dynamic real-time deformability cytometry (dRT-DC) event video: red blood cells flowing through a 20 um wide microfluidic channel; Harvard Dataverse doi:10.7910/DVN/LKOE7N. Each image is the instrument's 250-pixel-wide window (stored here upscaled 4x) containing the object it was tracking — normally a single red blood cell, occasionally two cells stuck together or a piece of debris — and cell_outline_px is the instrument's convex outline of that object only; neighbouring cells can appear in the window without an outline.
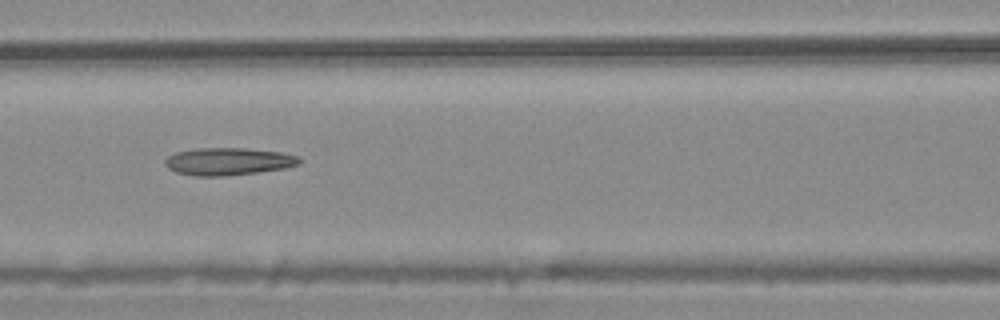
{"species": "common noctule bat (a hibernating species)", "species_latin": "Nyctalus noctula", "temperature_condition": "warm", "stored_images_in_passage": 9, "camera_frame_rate_fps": 3000, "um_per_image_px": 0.085, "animal": {"sex": "male", "body_mass_g": 20.4}, "frame": {"image": 1, "passage_image": 6, "time_ms": 1.667, "image_size_px": [1000, 320], "cell_outline_px": [[300, 164], [284, 168], [260, 172], [224, 176], [196, 176], [176, 172], [168, 168], [164, 164], [164, 160], [168, 156], [176, 152], [200, 148], [244, 148], [280, 152], [296, 156], [300, 160]], "centroid_in_image_um": [19.37, 13.73], "position_along_channel_um": 147.2, "area_um2": 21.39}}
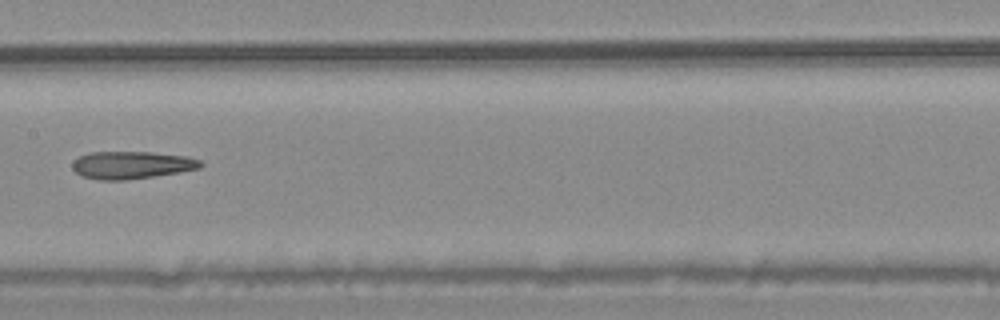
{"frame": {"image": 2, "passage_image": 7, "time_ms": 2.0, "image_size_px": [1000, 320], "cell_outline_px": [[204, 164], [200, 168], [180, 172], [124, 180], [100, 180], [80, 176], [72, 168], [72, 160], [88, 152], [152, 152], [188, 156], [200, 160]], "centroid_in_image_um": [11.17, 14.02], "position_along_channel_um": 196.2, "area_um2": 20.69}}
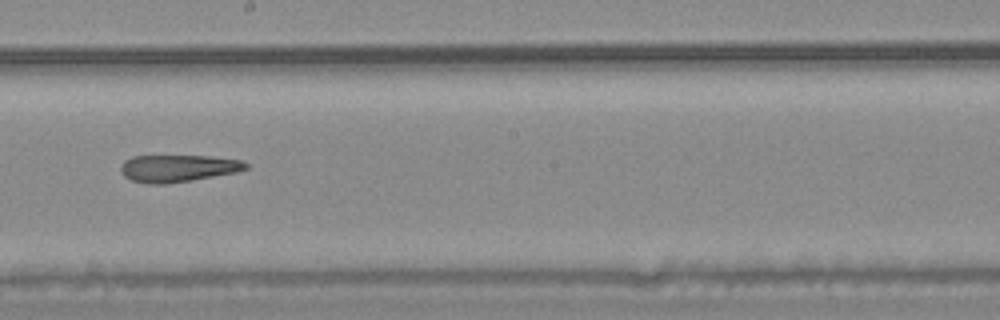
{"frame": {"image": 3, "passage_image": 8, "time_ms": 2.333, "image_size_px": [1000, 320], "cell_outline_px": [[248, 168], [236, 172], [192, 180], [168, 184], [148, 184], [132, 180], [124, 176], [120, 172], [120, 164], [124, 160], [132, 156], [208, 156], [244, 160], [248, 164]], "centroid_in_image_um": [15.1, 14.3], "position_along_channel_um": 233.1, "area_um2": 19.94}}